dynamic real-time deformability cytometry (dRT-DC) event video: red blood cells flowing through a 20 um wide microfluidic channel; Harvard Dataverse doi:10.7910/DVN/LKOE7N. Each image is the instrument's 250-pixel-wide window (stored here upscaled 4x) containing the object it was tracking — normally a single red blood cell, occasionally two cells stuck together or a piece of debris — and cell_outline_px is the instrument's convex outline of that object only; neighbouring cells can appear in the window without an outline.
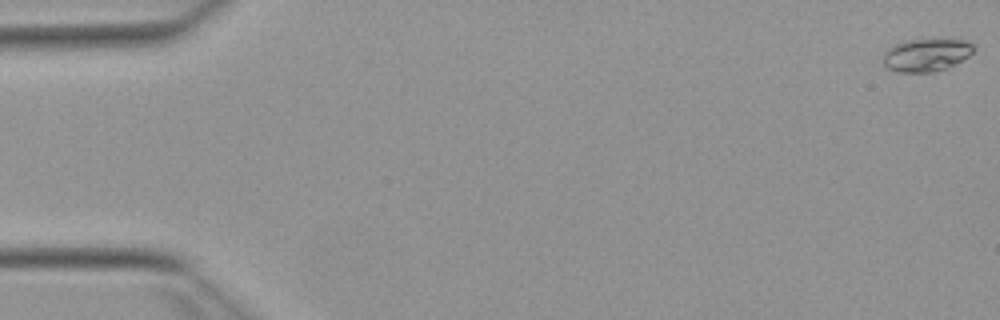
{"species": "Egyptian fruit bat (a non-hibernating species)", "species_latin": "Rousettus aegyptiacus", "temperature_condition": "warm", "stored_images_in_passage": 53, "camera_frame_rate_fps": 3000, "um_per_image_px": 0.085, "animal": {"sex": "female"}, "frame": {"image": 1, "passage_image": 1, "time_ms": 0.0, "image_size_px": [1000, 320], "cell_outline_px": [[976, 48], [968, 56], [944, 68], [932, 72], [900, 72], [884, 68], [884, 52], [888, 48], [904, 40], [964, 40], [976, 44]], "centroid_in_image_um": [78.71, 4.67], "position_along_channel_um": 6.3, "area_um2": 17.05}}
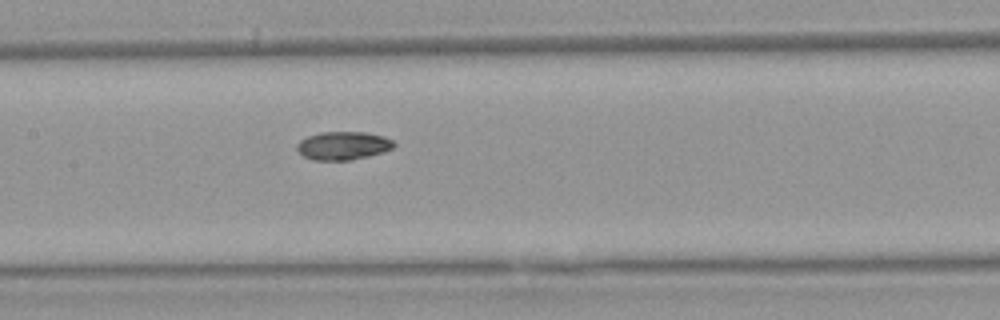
{"frame": {"image": 2, "passage_image": 26, "time_ms": 8.333, "image_size_px": [1000, 320], "cell_outline_px": [[396, 144], [392, 148], [368, 156], [352, 160], [312, 160], [304, 156], [296, 148], [296, 144], [300, 140], [308, 136], [320, 132], [364, 132], [384, 136], [392, 140]], "centroid_in_image_um": [29.14, 12.38], "position_along_channel_um": 178.3, "area_um2": 15.9}}
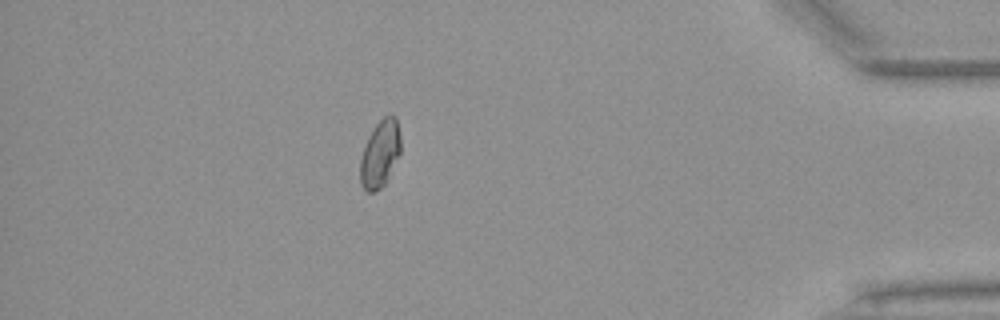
{"frame": {"image": 3, "passage_image": 47, "time_ms": 15.333, "image_size_px": [1000, 320], "cell_outline_px": [[400, 152], [384, 184], [380, 188], [372, 192], [368, 192], [360, 184], [360, 160], [368, 136], [376, 124], [388, 112], [392, 112], [396, 116], [400, 136]], "centroid_in_image_um": [32.3, 13.02], "position_along_channel_um": 402.9, "area_um2": 15.72}, "authors_computed_cell_mechanics": {"area_um2": 16.0684, "velocity_mm_per_s": 3.8828, "shape_relaxation_time_tau1_ms": null, "shape_relaxation_time_tau2_ms": 8.2988, "deformation_change_tau1": null, "deformation_change_tau2": 0.117}}